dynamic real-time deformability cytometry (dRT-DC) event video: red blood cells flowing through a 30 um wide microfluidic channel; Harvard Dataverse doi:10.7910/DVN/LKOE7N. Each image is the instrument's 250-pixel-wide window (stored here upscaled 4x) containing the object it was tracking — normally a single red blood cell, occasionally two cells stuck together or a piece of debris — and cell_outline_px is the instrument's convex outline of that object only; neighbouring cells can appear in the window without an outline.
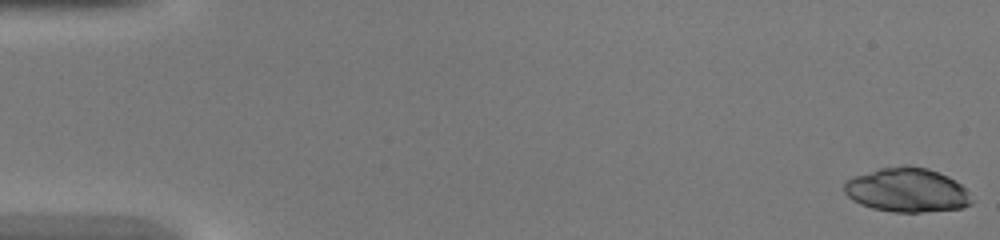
{"species": "common noctule bat (a hibernating species)", "species_latin": "Nyctalus noctula", "temperature_condition": "warm", "stored_images_in_passage": 15, "camera_frame_rate_fps": 3000, "um_per_image_px": 0.085, "animal": {"sex": "female", "body_mass_g": 20.0, "forearm_length_mm": 54.0}, "frame": {"image": 1, "passage_image": 1, "time_ms": 0.0, "image_size_px": [1000, 240], "cell_outline_px": [[976, 200], [972, 204], [960, 208], [920, 212], [892, 212], [872, 208], [860, 204], [852, 200], [844, 192], [844, 184], [852, 176], [880, 168], [904, 164], [908, 164], [928, 168], [948, 176], [956, 180]], "centroid_in_image_um": [77.11, 16.14], "position_along_channel_um": 7.9, "area_um2": 33.18}}